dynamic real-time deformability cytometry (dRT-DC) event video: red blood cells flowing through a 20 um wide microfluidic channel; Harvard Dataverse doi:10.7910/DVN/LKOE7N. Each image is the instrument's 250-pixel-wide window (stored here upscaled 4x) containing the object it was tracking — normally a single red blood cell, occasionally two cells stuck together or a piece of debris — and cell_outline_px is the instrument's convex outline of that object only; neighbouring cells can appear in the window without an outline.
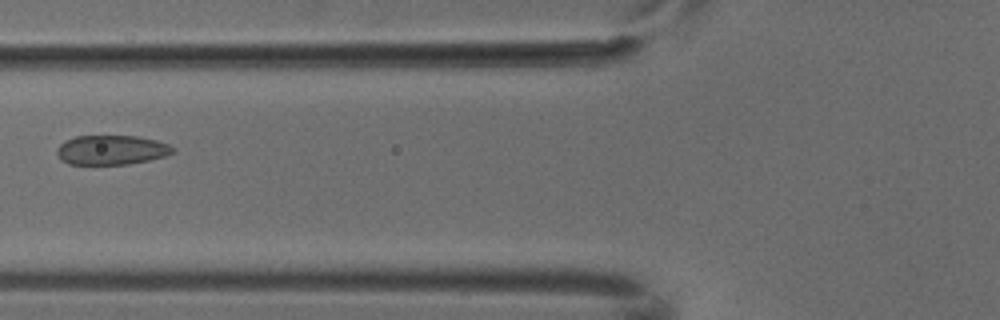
{"species": "common noctule bat (a hibernating species)", "species_latin": "Nyctalus noctula", "temperature_condition": "cold", "stored_images_in_passage": 6, "camera_frame_rate_fps": 3000, "um_per_image_px": 0.085, "animal": {"sex": "male", "body_mass_g": 18.8}, "frame": {"image": 1, "passage_image": 5, "time_ms": 1.333, "image_size_px": [1000, 320], "cell_outline_px": [[176, 152], [164, 156], [148, 160], [128, 164], [68, 164], [56, 152], [56, 148], [60, 144], [76, 136], [136, 136], [156, 140], [168, 144], [176, 148]], "centroid_in_image_um": [9.52, 12.74], "position_along_channel_um": 116.3, "area_um2": 19.77}}
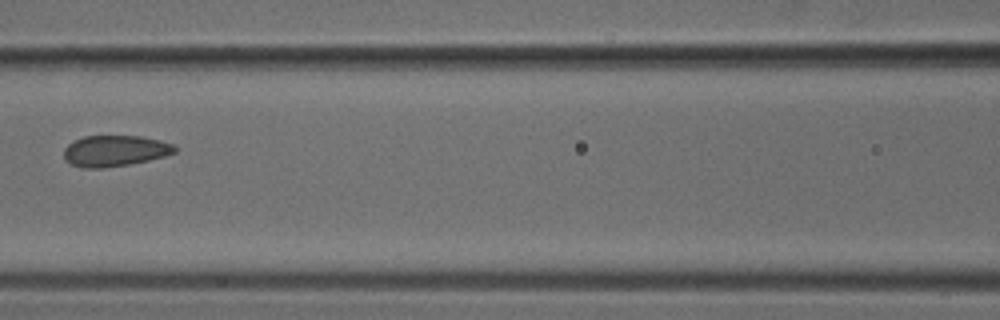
{"frame": {"image": 2, "passage_image": 6, "time_ms": 1.667, "image_size_px": [1000, 320], "cell_outline_px": [[176, 152], [164, 156], [148, 160], [128, 164], [104, 168], [84, 168], [72, 164], [64, 160], [64, 148], [68, 144], [84, 136], [140, 136], [160, 140], [172, 144], [176, 148]], "centroid_in_image_um": [9.75, 12.82], "position_along_channel_um": 156.9, "area_um2": 19.94}}